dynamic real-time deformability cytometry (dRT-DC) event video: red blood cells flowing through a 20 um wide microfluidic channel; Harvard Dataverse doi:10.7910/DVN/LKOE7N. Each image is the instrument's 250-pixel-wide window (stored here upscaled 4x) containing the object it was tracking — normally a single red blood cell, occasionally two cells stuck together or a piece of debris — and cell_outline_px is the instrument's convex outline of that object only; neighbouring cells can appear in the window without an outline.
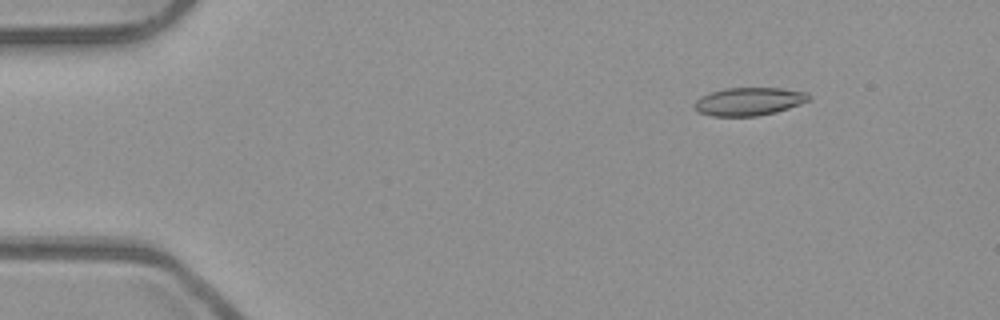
{"species": "common noctule bat (a hibernating species)", "species_latin": "Nyctalus noctula", "temperature_condition": "room temperature", "stored_images_in_passage": 53, "camera_frame_rate_fps": 3000, "um_per_image_px": 0.085, "animal": {"sex": "male", "body_mass_g": 23.1, "forearm_length_mm": 52.7}, "frame": {"image": 1, "passage_image": 7, "time_ms": 2.0, "image_size_px": [1000, 320], "cell_outline_px": [[812, 96], [808, 100], [800, 104], [776, 112], [756, 116], [712, 116], [700, 112], [696, 108], [696, 100], [700, 96], [712, 92], [728, 88], [780, 88], [808, 92]], "centroid_in_image_um": [63.71, 8.62], "position_along_channel_um": 21.3, "area_um2": 18.5}}
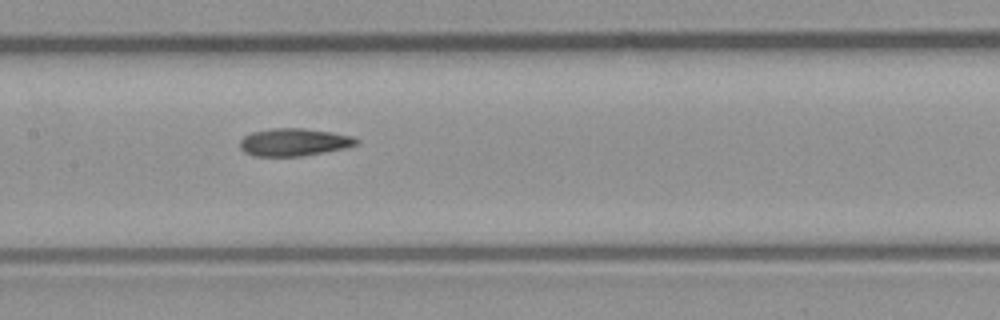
{"frame": {"image": 2, "passage_image": 26, "time_ms": 8.333, "image_size_px": [1000, 320], "cell_outline_px": [[360, 140], [356, 144], [344, 148], [300, 156], [252, 156], [244, 152], [240, 148], [240, 140], [244, 136], [252, 132], [272, 128], [304, 128], [332, 132], [352, 136]], "centroid_in_image_um": [24.95, 12.08], "position_along_channel_um": 182.4, "area_um2": 18.67}}
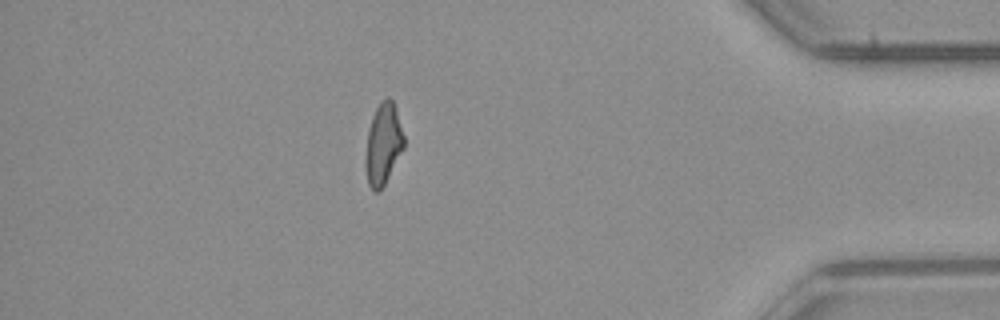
{"frame": {"image": 3, "passage_image": 46, "time_ms": 15.0, "image_size_px": [1000, 320], "cell_outline_px": [[404, 148], [384, 184], [376, 192], [368, 184], [364, 164], [364, 160], [368, 132], [372, 116], [380, 100], [388, 96], [392, 100], [404, 136]], "centroid_in_image_um": [32.55, 12.23], "position_along_channel_um": 402.7, "area_um2": 17.98}, "authors_computed_cell_mechanics": {"area_um2": 18.7272, "velocity_mm_per_s": 3.9488, "shape_relaxation_time_tau1_ms": null, "shape_relaxation_time_tau2_ms": 4.428, "deformation_change_tau1": null, "deformation_change_tau2": 0.1436}}